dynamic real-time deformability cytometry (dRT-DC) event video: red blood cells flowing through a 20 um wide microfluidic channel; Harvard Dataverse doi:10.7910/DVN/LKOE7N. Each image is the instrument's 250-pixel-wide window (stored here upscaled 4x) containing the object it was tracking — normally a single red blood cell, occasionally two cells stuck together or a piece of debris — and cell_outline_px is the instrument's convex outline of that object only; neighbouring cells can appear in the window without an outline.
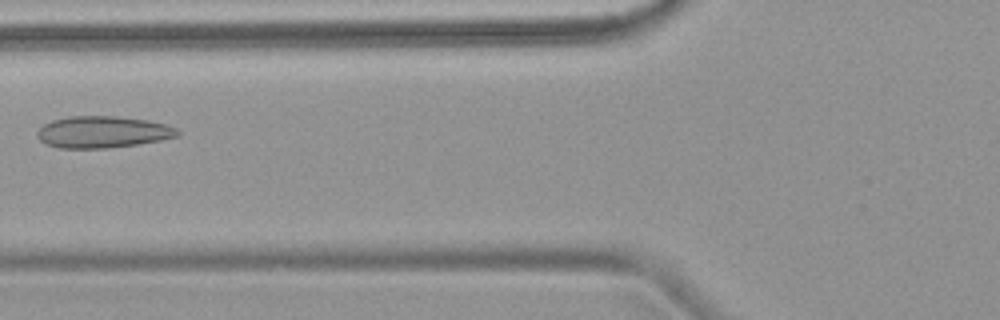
{"species": "common noctule bat (a hibernating species)", "species_latin": "Nyctalus noctula", "temperature_condition": "warm", "stored_images_in_passage": 7, "camera_frame_rate_fps": 3000, "um_per_image_px": 0.085, "animal": {"sex": "female", "body_mass_g": 18.4}, "frame": {"image": 1, "passage_image": 5, "time_ms": 5.667, "image_size_px": [1000, 320], "cell_outline_px": [[180, 136], [160, 140], [136, 144], [108, 148], [56, 148], [44, 144], [36, 136], [36, 132], [44, 124], [52, 120], [68, 116], [112, 116], [148, 120], [164, 124], [176, 128], [180, 132]], "centroid_in_image_um": [8.69, 11.22], "position_along_channel_um": 117.1, "area_um2": 26.01}}
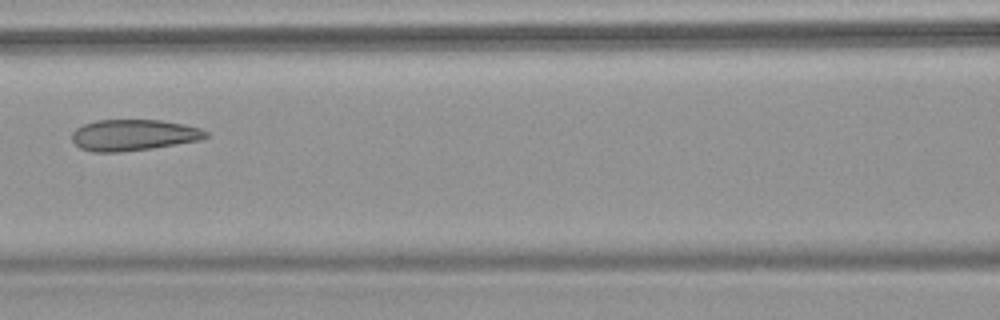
{"frame": {"image": 2, "passage_image": 6, "time_ms": 6.667, "image_size_px": [1000, 320], "cell_outline_px": [[208, 136], [200, 140], [152, 148], [120, 152], [92, 152], [80, 148], [72, 140], [72, 132], [76, 128], [84, 124], [96, 120], [160, 120], [184, 124], [200, 128], [208, 132]], "centroid_in_image_um": [11.34, 11.48], "position_along_channel_um": 155.3, "area_um2": 24.33}}
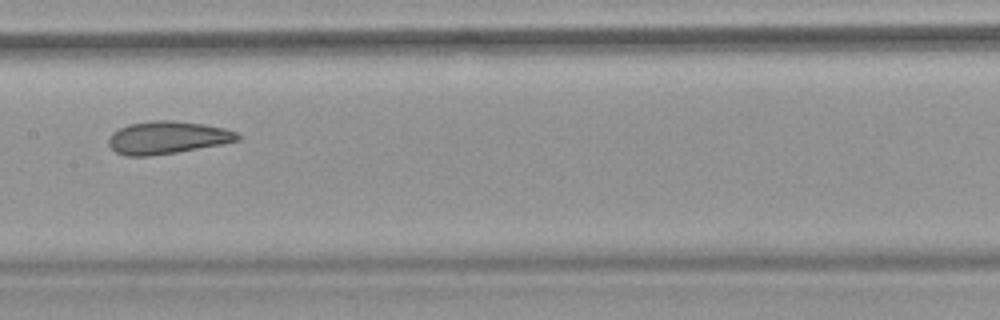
{"frame": {"image": 3, "passage_image": 7, "time_ms": 7.667, "image_size_px": [1000, 320], "cell_outline_px": [[240, 140], [220, 144], [176, 152], [148, 156], [124, 156], [116, 152], [108, 144], [108, 140], [112, 132], [128, 124], [152, 120], [172, 120], [204, 124], [224, 128], [236, 132], [240, 136]], "centroid_in_image_um": [14.19, 11.69], "position_along_channel_um": 193.2, "area_um2": 24.45}}